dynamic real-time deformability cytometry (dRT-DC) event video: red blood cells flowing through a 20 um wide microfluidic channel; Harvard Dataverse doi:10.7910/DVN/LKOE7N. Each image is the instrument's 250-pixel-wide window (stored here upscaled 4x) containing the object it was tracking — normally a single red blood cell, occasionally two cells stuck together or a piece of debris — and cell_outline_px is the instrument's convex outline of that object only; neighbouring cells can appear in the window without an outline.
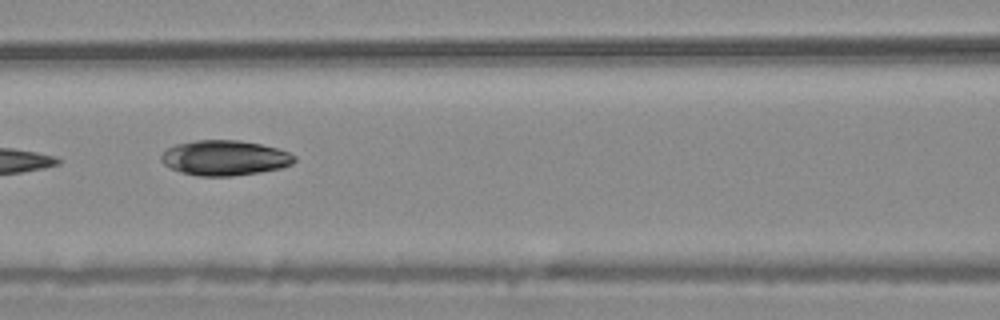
{"species": "common noctule bat (a hibernating species)", "species_latin": "Nyctalus noctula", "temperature_condition": "warm", "stored_images_in_passage": 8, "camera_frame_rate_fps": 3000, "um_per_image_px": 0.085, "animal": {"sex": "male", "body_mass_g": 20.4}, "frame": {"image": 1, "passage_image": 7, "time_ms": 2.0, "image_size_px": [1000, 320], "cell_outline_px": [[296, 160], [292, 164], [280, 168], [260, 172], [232, 176], [200, 176], [180, 172], [164, 164], [160, 160], [160, 156], [168, 148], [176, 144], [196, 140], [240, 140], [260, 144], [276, 148], [288, 152], [296, 156]], "centroid_in_image_um": [19.1, 13.42], "position_along_channel_um": 147.5, "area_um2": 27.22}}
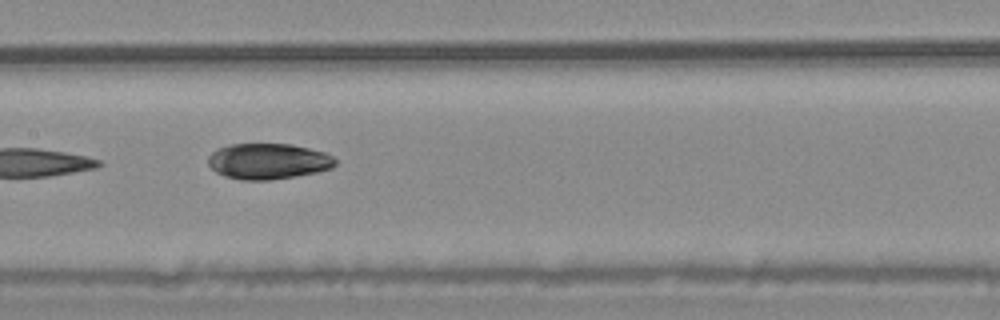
{"frame": {"image": 2, "passage_image": 8, "time_ms": 2.333, "image_size_px": [1000, 320], "cell_outline_px": [[336, 164], [332, 168], [316, 172], [268, 180], [240, 180], [224, 176], [216, 172], [208, 164], [208, 156], [212, 152], [228, 144], [292, 144], [324, 152], [332, 156], [336, 160]], "centroid_in_image_um": [22.77, 13.7], "position_along_channel_um": 184.6, "area_um2": 26.41}}